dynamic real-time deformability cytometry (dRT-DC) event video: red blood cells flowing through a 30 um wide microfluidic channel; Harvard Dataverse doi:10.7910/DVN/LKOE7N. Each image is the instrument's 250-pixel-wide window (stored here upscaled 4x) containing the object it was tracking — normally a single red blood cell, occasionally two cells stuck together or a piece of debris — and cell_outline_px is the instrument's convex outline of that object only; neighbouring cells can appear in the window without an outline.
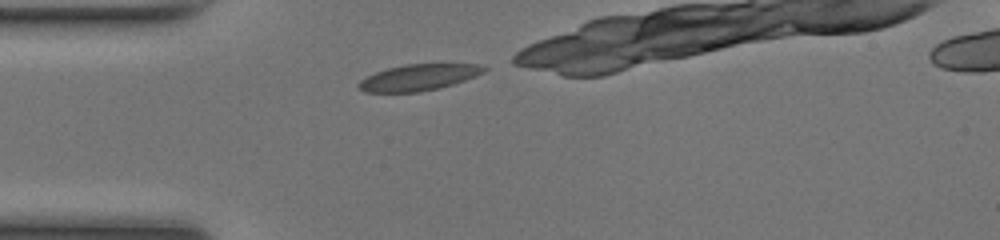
{"species": "common noctule bat (a hibernating species)", "species_latin": "Nyctalus noctula", "temperature_condition": "room temperature", "stored_images_in_passage": 9, "camera_frame_rate_fps": 3000, "um_per_image_px": 0.085, "animal": {"sex": "female", "body_mass_g": 17.0, "forearm_length_mm": 48.0}, "frame": {"image": 1, "passage_image": 1, "time_ms": 0.0, "image_size_px": [1000, 240], "cell_outline_px": [[488, 68], [484, 72], [476, 76], [440, 88], [420, 92], [364, 92], [356, 88], [356, 84], [360, 80], [376, 72], [388, 68], [404, 64], [480, 64]], "centroid_in_image_um": [35.56, 6.58], "position_along_channel_um": 49.4, "area_um2": 19.25}}
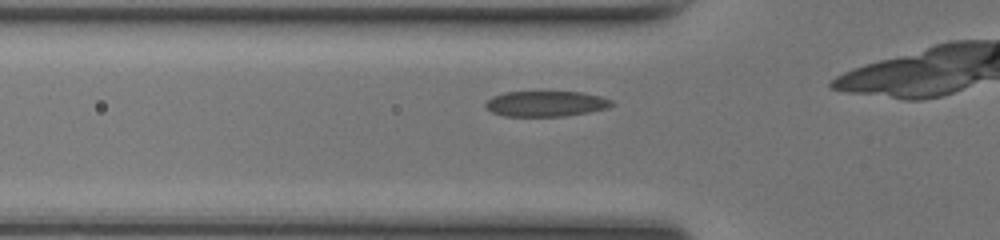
{"frame": {"image": 2, "passage_image": 4, "time_ms": 1.0, "image_size_px": [1000, 240], "cell_outline_px": [[616, 104], [608, 108], [588, 112], [564, 116], [504, 116], [492, 112], [484, 104], [492, 96], [504, 92], [580, 92], [600, 96], [612, 100]], "centroid_in_image_um": [46.42, 8.81], "position_along_channel_um": 79.4, "area_um2": 18.73}}
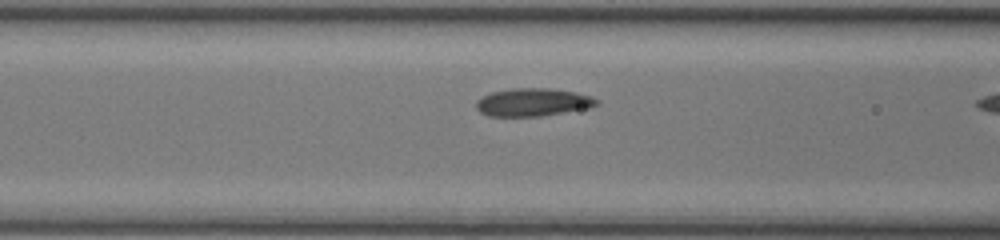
{"frame": {"image": 3, "passage_image": 7, "time_ms": 2.0, "image_size_px": [1000, 240], "cell_outline_px": [[600, 104], [592, 108], [540, 116], [488, 116], [480, 112], [476, 108], [476, 100], [492, 92], [512, 88], [548, 88], [576, 92], [592, 96], [600, 100]], "centroid_in_image_um": [45.36, 8.69], "position_along_channel_um": 121.2, "area_um2": 19.83}}